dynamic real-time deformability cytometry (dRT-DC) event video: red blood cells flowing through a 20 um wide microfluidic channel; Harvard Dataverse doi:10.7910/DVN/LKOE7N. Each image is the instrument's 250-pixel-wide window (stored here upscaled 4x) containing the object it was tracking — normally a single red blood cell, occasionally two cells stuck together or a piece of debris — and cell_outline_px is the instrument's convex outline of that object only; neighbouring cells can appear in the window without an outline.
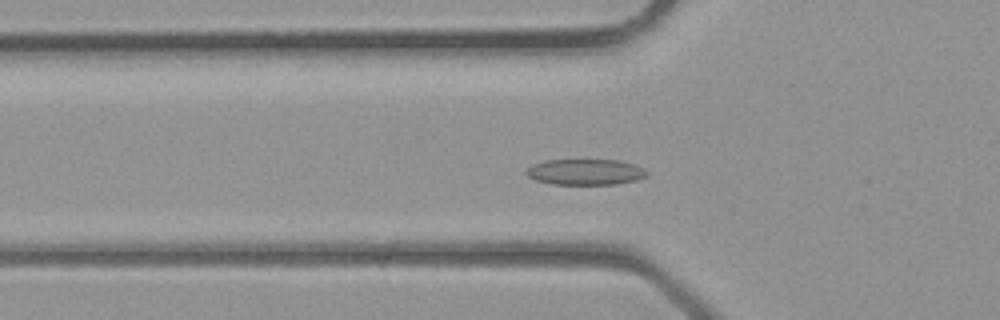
{"species": "common noctule bat (a hibernating species)", "species_latin": "Nyctalus noctula", "temperature_condition": "room temperature", "stored_images_in_passage": 36, "camera_frame_rate_fps": 3000, "um_per_image_px": 0.085, "animal": {"sex": "male", "body_mass_g": 23.1, "forearm_length_mm": 52.7}, "frame": {"image": 1, "passage_image": 9, "time_ms": 2.667, "image_size_px": [1000, 320], "cell_outline_px": [[648, 176], [636, 180], [616, 184], [552, 184], [536, 180], [528, 176], [524, 172], [532, 164], [544, 160], [620, 160], [644, 168], [648, 172]], "centroid_in_image_um": [49.76, 14.61], "position_along_channel_um": 76.0, "area_um2": 18.21}}
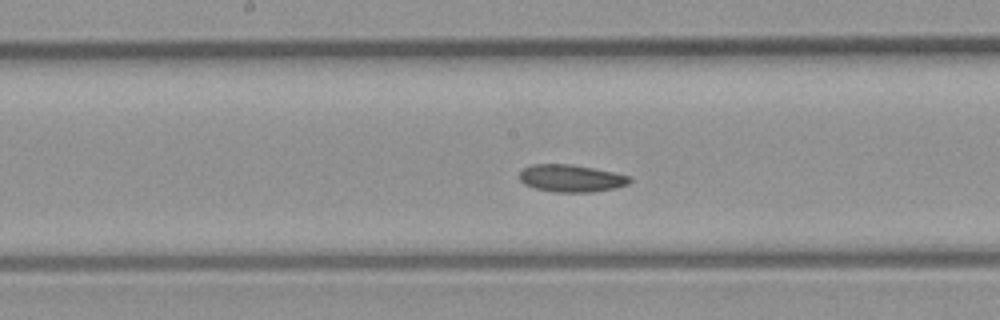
{"frame": {"image": 2, "passage_image": 16, "time_ms": 5.0, "image_size_px": [1000, 320], "cell_outline_px": [[632, 180], [628, 184], [616, 188], [592, 192], [556, 192], [536, 188], [524, 184], [520, 180], [520, 172], [524, 168], [532, 164], [572, 164], [632, 176]], "centroid_in_image_um": [48.57, 15.15], "position_along_channel_um": 199.6, "area_um2": 17.51}}
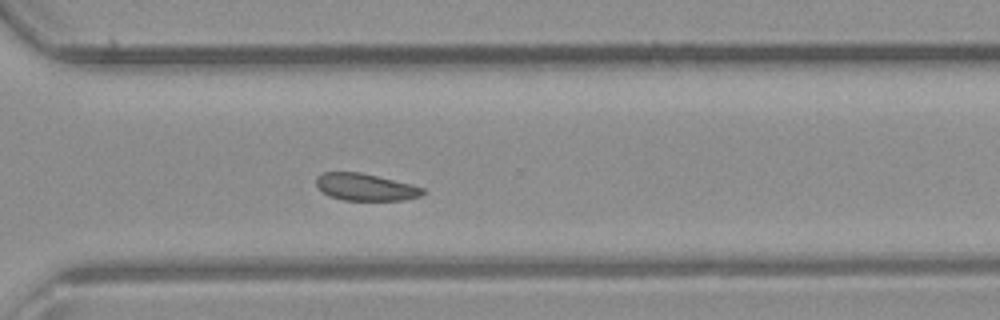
{"frame": {"image": 3, "passage_image": 24, "time_ms": 7.667, "image_size_px": [1000, 320], "cell_outline_px": [[424, 192], [420, 196], [404, 200], [344, 200], [328, 196], [316, 184], [316, 176], [324, 172], [360, 172], [412, 184], [424, 188]], "centroid_in_image_um": [31.06, 15.9], "position_along_channel_um": 339.5, "area_um2": 16.76}}